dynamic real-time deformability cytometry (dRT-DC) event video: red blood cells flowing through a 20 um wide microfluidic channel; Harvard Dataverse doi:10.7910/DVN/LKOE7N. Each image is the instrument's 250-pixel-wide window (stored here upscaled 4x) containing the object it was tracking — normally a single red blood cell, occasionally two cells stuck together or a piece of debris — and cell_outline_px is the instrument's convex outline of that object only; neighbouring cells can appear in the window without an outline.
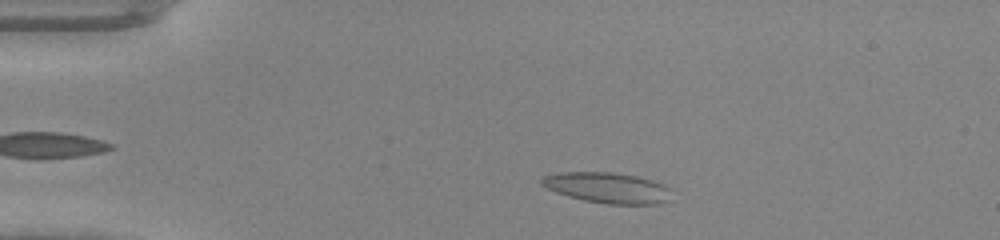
{"species": "common noctule bat (a hibernating species)", "species_latin": "Nyctalus noctula", "temperature_condition": "warm", "stored_images_in_passage": 42, "camera_frame_rate_fps": 3000, "um_per_image_px": 0.085, "animal": {"sex": "male", "body_mass_g": 20.0, "forearm_length_mm": 53.3}, "frame": {"image": 1, "passage_image": 3, "time_ms": 0.667, "image_size_px": [1000, 240], "cell_outline_px": [[672, 188], [668, 200], [656, 204], [608, 204], [584, 200], [568, 196], [556, 192], [540, 184], [540, 180], [544, 176], [560, 172], [608, 172], [636, 176], [664, 184]], "centroid_in_image_um": [51.64, 15.96], "position_along_channel_um": 33.4, "area_um2": 23.06}}
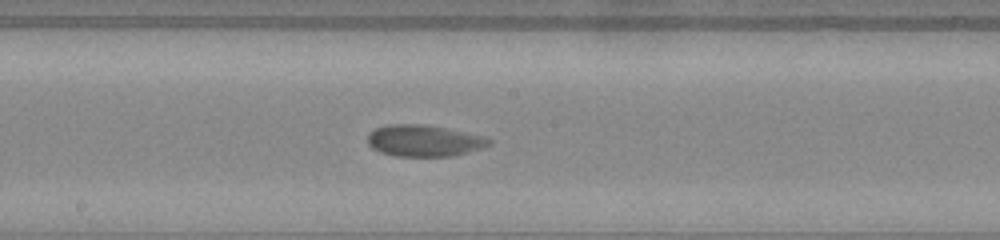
{"frame": {"image": 2, "passage_image": 20, "time_ms": 6.333, "image_size_px": [1000, 240], "cell_outline_px": [[492, 144], [468, 152], [452, 156], [396, 156], [380, 152], [372, 148], [368, 144], [368, 132], [376, 128], [388, 124], [424, 124], [448, 128], [484, 136], [492, 140]], "centroid_in_image_um": [36.04, 11.95], "position_along_channel_um": 212.2, "area_um2": 22.43}}
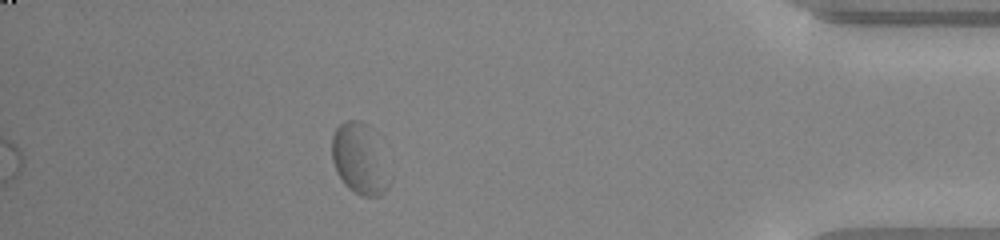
{"frame": {"image": 3, "passage_image": 37, "time_ms": 12.0, "image_size_px": [1000, 240], "cell_outline_px": [[392, 176], [388, 188], [380, 196], [360, 196], [348, 188], [344, 184], [336, 172], [332, 160], [332, 136], [336, 128], [344, 120], [360, 120], [368, 124], [372, 128]], "centroid_in_image_um": [30.59, 13.52], "position_along_channel_um": 404.6, "area_um2": 24.28}}